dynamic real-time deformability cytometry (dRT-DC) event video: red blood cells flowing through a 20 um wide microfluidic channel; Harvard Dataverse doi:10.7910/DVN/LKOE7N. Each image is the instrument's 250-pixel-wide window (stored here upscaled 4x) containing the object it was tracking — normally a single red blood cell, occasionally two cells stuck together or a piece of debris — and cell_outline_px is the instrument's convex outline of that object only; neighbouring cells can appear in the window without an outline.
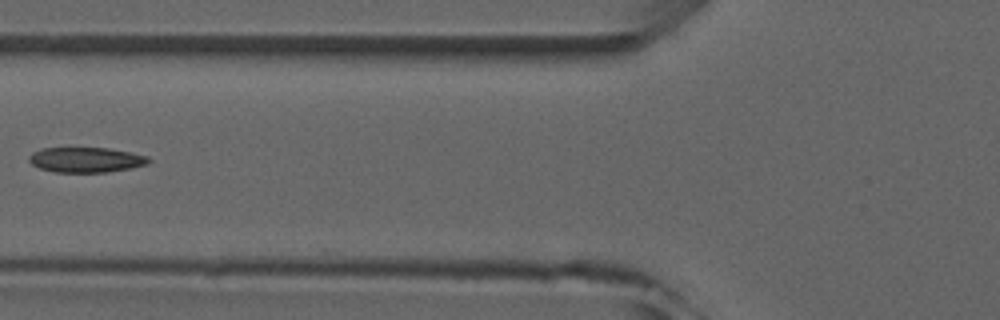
{"species": "common noctule bat (a hibernating species)", "species_latin": "Nyctalus noctula", "temperature_condition": "room temperature", "stored_images_in_passage": 5, "camera_frame_rate_fps": 3000, "um_per_image_px": 0.085, "animal": {"sex": "male", "forearm_length_mm": 52.5}, "frame": {"image": 1, "passage_image": 5, "time_ms": 5.333, "image_size_px": [1000, 320], "cell_outline_px": [[152, 160], [148, 164], [132, 168], [104, 172], [56, 172], [40, 168], [32, 164], [28, 160], [28, 156], [32, 152], [40, 148], [108, 148], [148, 156]], "centroid_in_image_um": [7.3, 13.58], "position_along_channel_um": 118.5, "area_um2": 17.51}}